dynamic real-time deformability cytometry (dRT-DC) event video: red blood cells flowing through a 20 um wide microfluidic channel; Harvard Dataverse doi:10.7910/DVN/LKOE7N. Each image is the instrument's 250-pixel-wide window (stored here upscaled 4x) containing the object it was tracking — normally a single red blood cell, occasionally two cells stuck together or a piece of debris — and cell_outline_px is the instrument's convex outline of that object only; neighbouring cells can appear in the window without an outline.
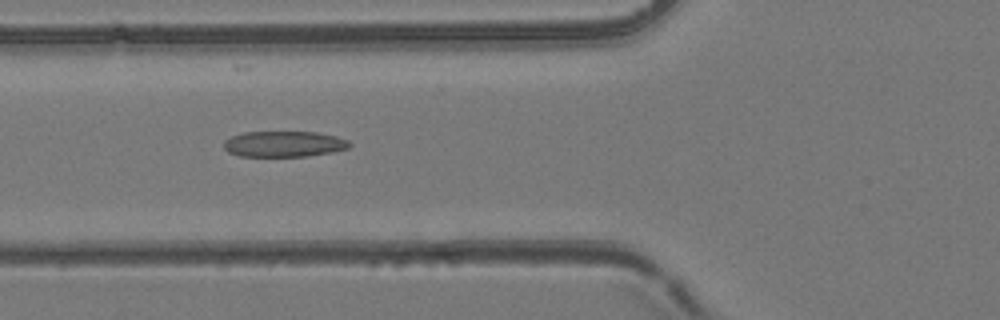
{"species": "common noctule bat (a hibernating species)", "species_latin": "Nyctalus noctula", "temperature_condition": "room temperature", "stored_images_in_passage": 30, "camera_frame_rate_fps": 3000, "um_per_image_px": 0.085, "animal": {"sex": "female", "body_mass_g": 24.6, "forearm_length_mm": 56.2}, "frame": {"image": 1, "passage_image": 3, "time_ms": 0.667, "image_size_px": [1000, 320], "cell_outline_px": [[352, 144], [348, 148], [332, 152], [308, 156], [240, 156], [228, 152], [224, 148], [224, 140], [232, 136], [244, 132], [316, 132], [336, 136], [348, 140]], "centroid_in_image_um": [24.14, 12.24], "position_along_channel_um": 101.7, "area_um2": 18.9}}
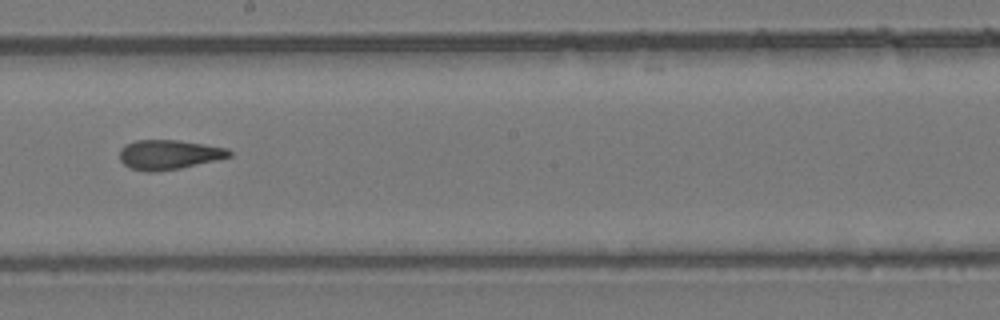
{"frame": {"image": 2, "passage_image": 13, "time_ms": 4.0, "image_size_px": [1000, 320], "cell_outline_px": [[232, 156], [216, 160], [180, 168], [152, 172], [148, 172], [132, 168], [124, 164], [120, 160], [120, 148], [124, 144], [136, 140], [180, 140], [228, 148], [232, 152]], "centroid_in_image_um": [14.35, 13.13], "position_along_channel_um": 233.8, "area_um2": 18.9}}
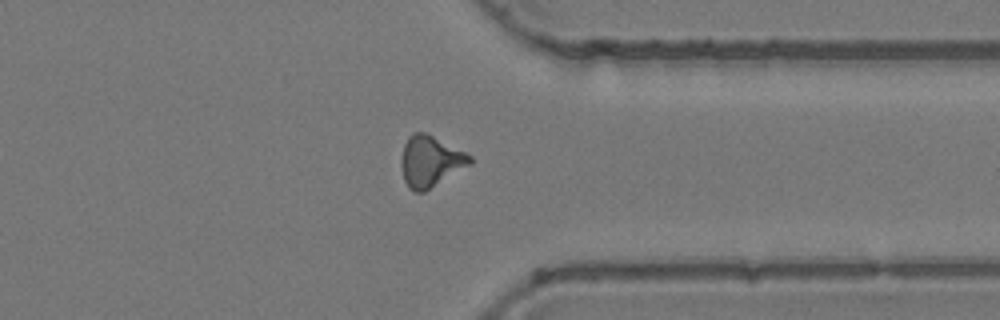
{"frame": {"image": 3, "passage_image": 24, "time_ms": 7.667, "image_size_px": [1000, 320], "cell_outline_px": [[472, 164], [424, 192], [416, 192], [408, 188], [404, 180], [400, 164], [400, 160], [404, 144], [408, 136], [412, 132], [428, 132], [472, 156]], "centroid_in_image_um": [36.57, 13.7], "position_along_channel_um": 374.8, "area_um2": 20.75}}